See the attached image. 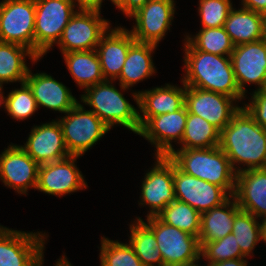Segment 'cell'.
<instances>
[{
    "instance_id": "cell-10",
    "label": "cell",
    "mask_w": 266,
    "mask_h": 266,
    "mask_svg": "<svg viewBox=\"0 0 266 266\" xmlns=\"http://www.w3.org/2000/svg\"><path fill=\"white\" fill-rule=\"evenodd\" d=\"M45 233H26L0 225V266H38Z\"/></svg>"
},
{
    "instance_id": "cell-33",
    "label": "cell",
    "mask_w": 266,
    "mask_h": 266,
    "mask_svg": "<svg viewBox=\"0 0 266 266\" xmlns=\"http://www.w3.org/2000/svg\"><path fill=\"white\" fill-rule=\"evenodd\" d=\"M254 215L239 209L235 214L232 233L241 252L248 257L257 243L261 241L260 223Z\"/></svg>"
},
{
    "instance_id": "cell-20",
    "label": "cell",
    "mask_w": 266,
    "mask_h": 266,
    "mask_svg": "<svg viewBox=\"0 0 266 266\" xmlns=\"http://www.w3.org/2000/svg\"><path fill=\"white\" fill-rule=\"evenodd\" d=\"M135 41L129 30L122 27L114 29L109 27V30L102 35L96 51L105 80L111 78L110 80L114 81L119 78L129 47Z\"/></svg>"
},
{
    "instance_id": "cell-3",
    "label": "cell",
    "mask_w": 266,
    "mask_h": 266,
    "mask_svg": "<svg viewBox=\"0 0 266 266\" xmlns=\"http://www.w3.org/2000/svg\"><path fill=\"white\" fill-rule=\"evenodd\" d=\"M168 158L184 173L223 187L230 196H233L237 173L219 146L173 149Z\"/></svg>"
},
{
    "instance_id": "cell-35",
    "label": "cell",
    "mask_w": 266,
    "mask_h": 266,
    "mask_svg": "<svg viewBox=\"0 0 266 266\" xmlns=\"http://www.w3.org/2000/svg\"><path fill=\"white\" fill-rule=\"evenodd\" d=\"M200 257L208 260L207 265H210L225 260L245 258L246 256L241 252L235 235L230 233L221 239L204 243L201 246Z\"/></svg>"
},
{
    "instance_id": "cell-23",
    "label": "cell",
    "mask_w": 266,
    "mask_h": 266,
    "mask_svg": "<svg viewBox=\"0 0 266 266\" xmlns=\"http://www.w3.org/2000/svg\"><path fill=\"white\" fill-rule=\"evenodd\" d=\"M25 83L31 89L38 108L42 106L66 113L78 103L69 88L47 73L32 74L29 69Z\"/></svg>"
},
{
    "instance_id": "cell-7",
    "label": "cell",
    "mask_w": 266,
    "mask_h": 266,
    "mask_svg": "<svg viewBox=\"0 0 266 266\" xmlns=\"http://www.w3.org/2000/svg\"><path fill=\"white\" fill-rule=\"evenodd\" d=\"M80 103L58 119L62 128L64 143L70 155L82 156L110 128L91 110H85Z\"/></svg>"
},
{
    "instance_id": "cell-49",
    "label": "cell",
    "mask_w": 266,
    "mask_h": 266,
    "mask_svg": "<svg viewBox=\"0 0 266 266\" xmlns=\"http://www.w3.org/2000/svg\"><path fill=\"white\" fill-rule=\"evenodd\" d=\"M2 86L0 85V94H3V92H2Z\"/></svg>"
},
{
    "instance_id": "cell-26",
    "label": "cell",
    "mask_w": 266,
    "mask_h": 266,
    "mask_svg": "<svg viewBox=\"0 0 266 266\" xmlns=\"http://www.w3.org/2000/svg\"><path fill=\"white\" fill-rule=\"evenodd\" d=\"M224 29L234 46L264 39L262 14L243 7L231 9Z\"/></svg>"
},
{
    "instance_id": "cell-4",
    "label": "cell",
    "mask_w": 266,
    "mask_h": 266,
    "mask_svg": "<svg viewBox=\"0 0 266 266\" xmlns=\"http://www.w3.org/2000/svg\"><path fill=\"white\" fill-rule=\"evenodd\" d=\"M81 102L91 106V111L110 129L115 124L126 127L138 134L140 130L139 110L131 105L123 94L105 80L85 89Z\"/></svg>"
},
{
    "instance_id": "cell-40",
    "label": "cell",
    "mask_w": 266,
    "mask_h": 266,
    "mask_svg": "<svg viewBox=\"0 0 266 266\" xmlns=\"http://www.w3.org/2000/svg\"><path fill=\"white\" fill-rule=\"evenodd\" d=\"M149 0H125V15L130 17L140 8H142Z\"/></svg>"
},
{
    "instance_id": "cell-11",
    "label": "cell",
    "mask_w": 266,
    "mask_h": 266,
    "mask_svg": "<svg viewBox=\"0 0 266 266\" xmlns=\"http://www.w3.org/2000/svg\"><path fill=\"white\" fill-rule=\"evenodd\" d=\"M173 180L175 200L189 204L200 214L220 206L231 197L223 187L190 176L174 163Z\"/></svg>"
},
{
    "instance_id": "cell-45",
    "label": "cell",
    "mask_w": 266,
    "mask_h": 266,
    "mask_svg": "<svg viewBox=\"0 0 266 266\" xmlns=\"http://www.w3.org/2000/svg\"><path fill=\"white\" fill-rule=\"evenodd\" d=\"M115 7L120 9L125 14V0H111Z\"/></svg>"
},
{
    "instance_id": "cell-13",
    "label": "cell",
    "mask_w": 266,
    "mask_h": 266,
    "mask_svg": "<svg viewBox=\"0 0 266 266\" xmlns=\"http://www.w3.org/2000/svg\"><path fill=\"white\" fill-rule=\"evenodd\" d=\"M174 13V0H149L130 16L136 24L129 32L137 42L157 45L170 30Z\"/></svg>"
},
{
    "instance_id": "cell-16",
    "label": "cell",
    "mask_w": 266,
    "mask_h": 266,
    "mask_svg": "<svg viewBox=\"0 0 266 266\" xmlns=\"http://www.w3.org/2000/svg\"><path fill=\"white\" fill-rule=\"evenodd\" d=\"M77 155H70L62 160L44 163L38 169L36 189L46 194L62 196L86 189L84 177L75 165Z\"/></svg>"
},
{
    "instance_id": "cell-39",
    "label": "cell",
    "mask_w": 266,
    "mask_h": 266,
    "mask_svg": "<svg viewBox=\"0 0 266 266\" xmlns=\"http://www.w3.org/2000/svg\"><path fill=\"white\" fill-rule=\"evenodd\" d=\"M241 5L245 9L253 10L258 13H266V0H242Z\"/></svg>"
},
{
    "instance_id": "cell-19",
    "label": "cell",
    "mask_w": 266,
    "mask_h": 266,
    "mask_svg": "<svg viewBox=\"0 0 266 266\" xmlns=\"http://www.w3.org/2000/svg\"><path fill=\"white\" fill-rule=\"evenodd\" d=\"M39 165L70 156L57 121L34 126L24 146H20Z\"/></svg>"
},
{
    "instance_id": "cell-21",
    "label": "cell",
    "mask_w": 266,
    "mask_h": 266,
    "mask_svg": "<svg viewBox=\"0 0 266 266\" xmlns=\"http://www.w3.org/2000/svg\"><path fill=\"white\" fill-rule=\"evenodd\" d=\"M166 84L165 87H155L151 90L133 93L139 113L140 127L150 118L166 113H173L185 105V89ZM142 113V114H141Z\"/></svg>"
},
{
    "instance_id": "cell-47",
    "label": "cell",
    "mask_w": 266,
    "mask_h": 266,
    "mask_svg": "<svg viewBox=\"0 0 266 266\" xmlns=\"http://www.w3.org/2000/svg\"><path fill=\"white\" fill-rule=\"evenodd\" d=\"M3 95L2 94H0V106L3 104Z\"/></svg>"
},
{
    "instance_id": "cell-22",
    "label": "cell",
    "mask_w": 266,
    "mask_h": 266,
    "mask_svg": "<svg viewBox=\"0 0 266 266\" xmlns=\"http://www.w3.org/2000/svg\"><path fill=\"white\" fill-rule=\"evenodd\" d=\"M233 197L241 210L266 217V168L238 172Z\"/></svg>"
},
{
    "instance_id": "cell-8",
    "label": "cell",
    "mask_w": 266,
    "mask_h": 266,
    "mask_svg": "<svg viewBox=\"0 0 266 266\" xmlns=\"http://www.w3.org/2000/svg\"><path fill=\"white\" fill-rule=\"evenodd\" d=\"M35 0H2L0 41L15 43L34 53Z\"/></svg>"
},
{
    "instance_id": "cell-34",
    "label": "cell",
    "mask_w": 266,
    "mask_h": 266,
    "mask_svg": "<svg viewBox=\"0 0 266 266\" xmlns=\"http://www.w3.org/2000/svg\"><path fill=\"white\" fill-rule=\"evenodd\" d=\"M101 239V266H143L130 244Z\"/></svg>"
},
{
    "instance_id": "cell-41",
    "label": "cell",
    "mask_w": 266,
    "mask_h": 266,
    "mask_svg": "<svg viewBox=\"0 0 266 266\" xmlns=\"http://www.w3.org/2000/svg\"><path fill=\"white\" fill-rule=\"evenodd\" d=\"M78 3V9L100 10L103 0H74Z\"/></svg>"
},
{
    "instance_id": "cell-15",
    "label": "cell",
    "mask_w": 266,
    "mask_h": 266,
    "mask_svg": "<svg viewBox=\"0 0 266 266\" xmlns=\"http://www.w3.org/2000/svg\"><path fill=\"white\" fill-rule=\"evenodd\" d=\"M157 162L146 173L142 182L141 205H149L148 217L157 216L167 205L175 200L173 162L168 156H156Z\"/></svg>"
},
{
    "instance_id": "cell-46",
    "label": "cell",
    "mask_w": 266,
    "mask_h": 266,
    "mask_svg": "<svg viewBox=\"0 0 266 266\" xmlns=\"http://www.w3.org/2000/svg\"><path fill=\"white\" fill-rule=\"evenodd\" d=\"M262 17H263L264 39H266V13H263Z\"/></svg>"
},
{
    "instance_id": "cell-2",
    "label": "cell",
    "mask_w": 266,
    "mask_h": 266,
    "mask_svg": "<svg viewBox=\"0 0 266 266\" xmlns=\"http://www.w3.org/2000/svg\"><path fill=\"white\" fill-rule=\"evenodd\" d=\"M185 48V86L228 95L236 101L244 99L237 85L230 56L195 50L187 41Z\"/></svg>"
},
{
    "instance_id": "cell-1",
    "label": "cell",
    "mask_w": 266,
    "mask_h": 266,
    "mask_svg": "<svg viewBox=\"0 0 266 266\" xmlns=\"http://www.w3.org/2000/svg\"><path fill=\"white\" fill-rule=\"evenodd\" d=\"M219 148L229 158L236 173L266 168V130L254 120L244 106H241L220 131ZM236 163H243L247 167H235Z\"/></svg>"
},
{
    "instance_id": "cell-32",
    "label": "cell",
    "mask_w": 266,
    "mask_h": 266,
    "mask_svg": "<svg viewBox=\"0 0 266 266\" xmlns=\"http://www.w3.org/2000/svg\"><path fill=\"white\" fill-rule=\"evenodd\" d=\"M185 41L195 50L221 56H231L234 50V44L224 27L202 28L195 37L187 36Z\"/></svg>"
},
{
    "instance_id": "cell-44",
    "label": "cell",
    "mask_w": 266,
    "mask_h": 266,
    "mask_svg": "<svg viewBox=\"0 0 266 266\" xmlns=\"http://www.w3.org/2000/svg\"><path fill=\"white\" fill-rule=\"evenodd\" d=\"M262 219V223H260L261 241H264L266 243V217Z\"/></svg>"
},
{
    "instance_id": "cell-27",
    "label": "cell",
    "mask_w": 266,
    "mask_h": 266,
    "mask_svg": "<svg viewBox=\"0 0 266 266\" xmlns=\"http://www.w3.org/2000/svg\"><path fill=\"white\" fill-rule=\"evenodd\" d=\"M63 56L72 78L79 87L86 89L105 81L96 49L71 51L63 53Z\"/></svg>"
},
{
    "instance_id": "cell-43",
    "label": "cell",
    "mask_w": 266,
    "mask_h": 266,
    "mask_svg": "<svg viewBox=\"0 0 266 266\" xmlns=\"http://www.w3.org/2000/svg\"><path fill=\"white\" fill-rule=\"evenodd\" d=\"M43 256L41 257L39 263H38V266H42L43 264ZM55 266H72L71 263L67 260V258L65 257V255L62 256L61 259H59Z\"/></svg>"
},
{
    "instance_id": "cell-42",
    "label": "cell",
    "mask_w": 266,
    "mask_h": 266,
    "mask_svg": "<svg viewBox=\"0 0 266 266\" xmlns=\"http://www.w3.org/2000/svg\"><path fill=\"white\" fill-rule=\"evenodd\" d=\"M210 266H247V261L244 258H236V259L225 260L222 262H216L210 264Z\"/></svg>"
},
{
    "instance_id": "cell-6",
    "label": "cell",
    "mask_w": 266,
    "mask_h": 266,
    "mask_svg": "<svg viewBox=\"0 0 266 266\" xmlns=\"http://www.w3.org/2000/svg\"><path fill=\"white\" fill-rule=\"evenodd\" d=\"M146 220L161 251L163 266H190L199 262L201 247L198 237L165 224L157 216Z\"/></svg>"
},
{
    "instance_id": "cell-12",
    "label": "cell",
    "mask_w": 266,
    "mask_h": 266,
    "mask_svg": "<svg viewBox=\"0 0 266 266\" xmlns=\"http://www.w3.org/2000/svg\"><path fill=\"white\" fill-rule=\"evenodd\" d=\"M235 79L245 96L244 84H256L266 90V39L234 46L230 56Z\"/></svg>"
},
{
    "instance_id": "cell-14",
    "label": "cell",
    "mask_w": 266,
    "mask_h": 266,
    "mask_svg": "<svg viewBox=\"0 0 266 266\" xmlns=\"http://www.w3.org/2000/svg\"><path fill=\"white\" fill-rule=\"evenodd\" d=\"M234 98L200 88L186 86L185 106L187 112L198 115L220 131L231 121L241 108L233 105Z\"/></svg>"
},
{
    "instance_id": "cell-25",
    "label": "cell",
    "mask_w": 266,
    "mask_h": 266,
    "mask_svg": "<svg viewBox=\"0 0 266 266\" xmlns=\"http://www.w3.org/2000/svg\"><path fill=\"white\" fill-rule=\"evenodd\" d=\"M157 45L135 41L128 50L125 63L119 76V84L122 90L129 89L139 81L152 76L155 73L151 53Z\"/></svg>"
},
{
    "instance_id": "cell-31",
    "label": "cell",
    "mask_w": 266,
    "mask_h": 266,
    "mask_svg": "<svg viewBox=\"0 0 266 266\" xmlns=\"http://www.w3.org/2000/svg\"><path fill=\"white\" fill-rule=\"evenodd\" d=\"M157 217L167 225L199 237L201 214L187 203L174 200Z\"/></svg>"
},
{
    "instance_id": "cell-37",
    "label": "cell",
    "mask_w": 266,
    "mask_h": 266,
    "mask_svg": "<svg viewBox=\"0 0 266 266\" xmlns=\"http://www.w3.org/2000/svg\"><path fill=\"white\" fill-rule=\"evenodd\" d=\"M232 8L231 0H199L202 28L224 27Z\"/></svg>"
},
{
    "instance_id": "cell-38",
    "label": "cell",
    "mask_w": 266,
    "mask_h": 266,
    "mask_svg": "<svg viewBox=\"0 0 266 266\" xmlns=\"http://www.w3.org/2000/svg\"><path fill=\"white\" fill-rule=\"evenodd\" d=\"M250 103L245 104V109L254 120L266 130V90L254 91Z\"/></svg>"
},
{
    "instance_id": "cell-18",
    "label": "cell",
    "mask_w": 266,
    "mask_h": 266,
    "mask_svg": "<svg viewBox=\"0 0 266 266\" xmlns=\"http://www.w3.org/2000/svg\"><path fill=\"white\" fill-rule=\"evenodd\" d=\"M187 120V109H181L150 117L141 127L138 135L143 136L156 147V156H168L174 149V142L181 143ZM177 140V141H176Z\"/></svg>"
},
{
    "instance_id": "cell-36",
    "label": "cell",
    "mask_w": 266,
    "mask_h": 266,
    "mask_svg": "<svg viewBox=\"0 0 266 266\" xmlns=\"http://www.w3.org/2000/svg\"><path fill=\"white\" fill-rule=\"evenodd\" d=\"M3 104L8 114L17 120L29 118L38 109L33 93L25 82L20 89L12 90L7 97H3Z\"/></svg>"
},
{
    "instance_id": "cell-29",
    "label": "cell",
    "mask_w": 266,
    "mask_h": 266,
    "mask_svg": "<svg viewBox=\"0 0 266 266\" xmlns=\"http://www.w3.org/2000/svg\"><path fill=\"white\" fill-rule=\"evenodd\" d=\"M134 223L130 225L129 244L143 266H163L162 254L157 247L158 243L153 230L141 217L137 218Z\"/></svg>"
},
{
    "instance_id": "cell-48",
    "label": "cell",
    "mask_w": 266,
    "mask_h": 266,
    "mask_svg": "<svg viewBox=\"0 0 266 266\" xmlns=\"http://www.w3.org/2000/svg\"><path fill=\"white\" fill-rule=\"evenodd\" d=\"M190 266H200V265H198V263H196V264H193V265H190ZM207 266H210V265H207Z\"/></svg>"
},
{
    "instance_id": "cell-9",
    "label": "cell",
    "mask_w": 266,
    "mask_h": 266,
    "mask_svg": "<svg viewBox=\"0 0 266 266\" xmlns=\"http://www.w3.org/2000/svg\"><path fill=\"white\" fill-rule=\"evenodd\" d=\"M100 10L79 9L71 17L58 41L62 54L96 49L110 24L100 16Z\"/></svg>"
},
{
    "instance_id": "cell-30",
    "label": "cell",
    "mask_w": 266,
    "mask_h": 266,
    "mask_svg": "<svg viewBox=\"0 0 266 266\" xmlns=\"http://www.w3.org/2000/svg\"><path fill=\"white\" fill-rule=\"evenodd\" d=\"M220 130L202 117L187 112L186 126L180 149L219 146Z\"/></svg>"
},
{
    "instance_id": "cell-24",
    "label": "cell",
    "mask_w": 266,
    "mask_h": 266,
    "mask_svg": "<svg viewBox=\"0 0 266 266\" xmlns=\"http://www.w3.org/2000/svg\"><path fill=\"white\" fill-rule=\"evenodd\" d=\"M230 199L201 214L198 237L200 247L232 233L235 214L240 208L233 196Z\"/></svg>"
},
{
    "instance_id": "cell-28",
    "label": "cell",
    "mask_w": 266,
    "mask_h": 266,
    "mask_svg": "<svg viewBox=\"0 0 266 266\" xmlns=\"http://www.w3.org/2000/svg\"><path fill=\"white\" fill-rule=\"evenodd\" d=\"M25 56L32 62L39 58L28 48L8 42L0 41V85L8 82L24 83L29 71L25 63Z\"/></svg>"
},
{
    "instance_id": "cell-5",
    "label": "cell",
    "mask_w": 266,
    "mask_h": 266,
    "mask_svg": "<svg viewBox=\"0 0 266 266\" xmlns=\"http://www.w3.org/2000/svg\"><path fill=\"white\" fill-rule=\"evenodd\" d=\"M74 7V0H35L34 54L39 59L58 43Z\"/></svg>"
},
{
    "instance_id": "cell-17",
    "label": "cell",
    "mask_w": 266,
    "mask_h": 266,
    "mask_svg": "<svg viewBox=\"0 0 266 266\" xmlns=\"http://www.w3.org/2000/svg\"><path fill=\"white\" fill-rule=\"evenodd\" d=\"M39 166L20 145L12 144L0 154V179L19 194H27L28 188L37 187Z\"/></svg>"
}]
</instances>
